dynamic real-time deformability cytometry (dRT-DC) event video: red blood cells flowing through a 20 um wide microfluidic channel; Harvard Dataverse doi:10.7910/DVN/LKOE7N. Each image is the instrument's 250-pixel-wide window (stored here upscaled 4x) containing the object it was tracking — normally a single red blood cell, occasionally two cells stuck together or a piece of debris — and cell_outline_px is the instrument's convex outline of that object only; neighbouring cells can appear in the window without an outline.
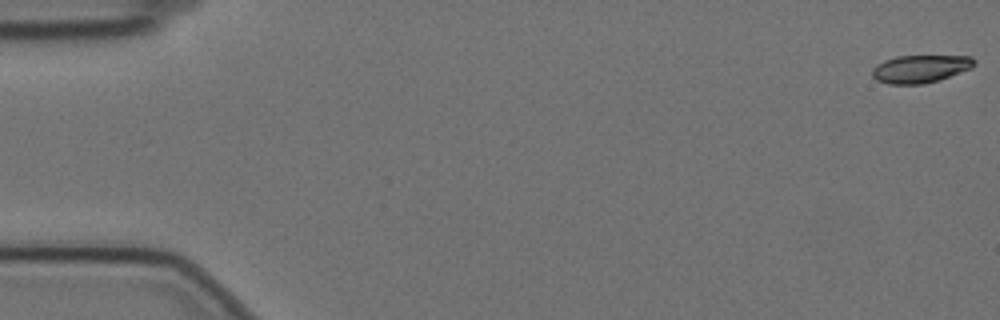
{"species": "Egyptian fruit bat (a non-hibernating species)", "species_latin": "Rousettus aegyptiacus", "temperature_condition": "cold", "stored_images_in_passage": 17, "camera_frame_rate_fps": 3000, "um_per_image_px": 0.085, "animal": {"sex": "female"}, "frame": {"image": 1, "passage_image": 1, "time_ms": 0.0, "image_size_px": [1000, 320], "cell_outline_px": [[976, 64], [972, 68], [940, 80], [924, 84], [888, 84], [876, 80], [872, 76], [872, 68], [876, 64], [884, 60], [896, 56], [972, 56], [976, 60]], "centroid_in_image_um": [78.23, 5.85], "position_along_channel_um": 6.8, "area_um2": 16.76}}
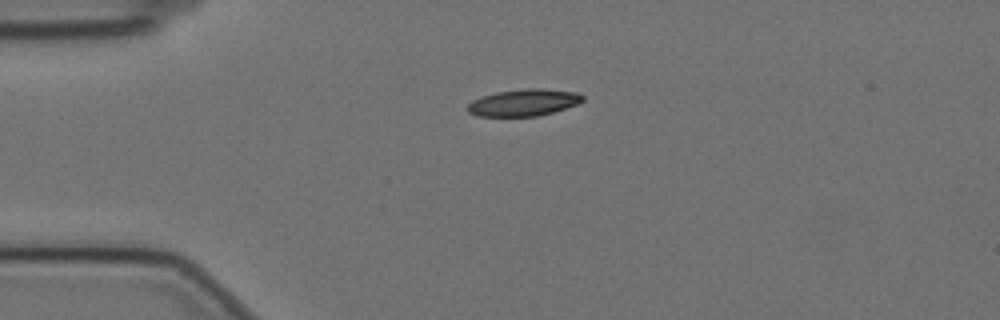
{"frame": {"image": 2, "passage_image": 14, "time_ms": 4.333, "image_size_px": [1000, 320], "cell_outline_px": [[584, 100], [580, 104], [552, 112], [536, 116], [476, 116], [468, 112], [468, 104], [472, 100], [480, 96], [496, 92], [524, 88], [540, 88], [576, 92], [584, 96]], "centroid_in_image_um": [44.52, 8.71], "position_along_channel_um": 40.5, "area_um2": 18.15}}